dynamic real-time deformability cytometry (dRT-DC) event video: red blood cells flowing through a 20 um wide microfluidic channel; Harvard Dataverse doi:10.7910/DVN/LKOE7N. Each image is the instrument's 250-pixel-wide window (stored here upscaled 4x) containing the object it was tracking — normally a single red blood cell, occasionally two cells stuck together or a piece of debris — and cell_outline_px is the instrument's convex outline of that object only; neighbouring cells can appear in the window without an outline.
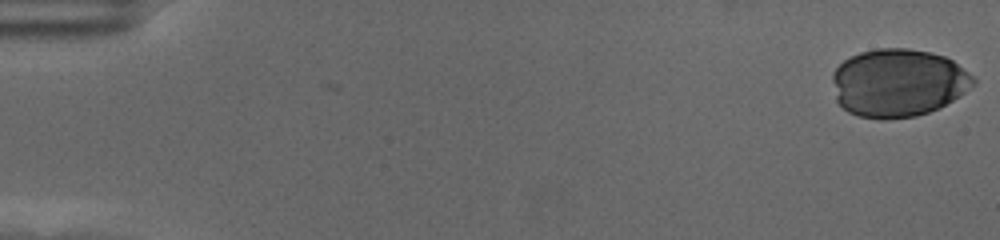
{"species": "human", "species_latin": "Homo sapiens", "temperature_condition": "cold", "stored_images_in_passage": 49, "camera_frame_rate_fps": 3000, "um_per_image_px": 0.085, "donor": {"sex": "female"}, "frame": {"image": 1, "passage_image": 1, "time_ms": 0.0, "image_size_px": [1000, 240], "cell_outline_px": [[976, 84], [940, 108], [916, 116], [888, 120], [880, 120], [856, 116], [848, 112], [836, 100], [832, 80], [832, 72], [844, 60], [860, 52], [876, 48], [908, 48], [928, 52], [944, 56], [952, 60], [968, 72], [976, 80]], "centroid_in_image_um": [76.32, 7.05], "position_along_channel_um": 8.7, "area_um2": 56.12}}